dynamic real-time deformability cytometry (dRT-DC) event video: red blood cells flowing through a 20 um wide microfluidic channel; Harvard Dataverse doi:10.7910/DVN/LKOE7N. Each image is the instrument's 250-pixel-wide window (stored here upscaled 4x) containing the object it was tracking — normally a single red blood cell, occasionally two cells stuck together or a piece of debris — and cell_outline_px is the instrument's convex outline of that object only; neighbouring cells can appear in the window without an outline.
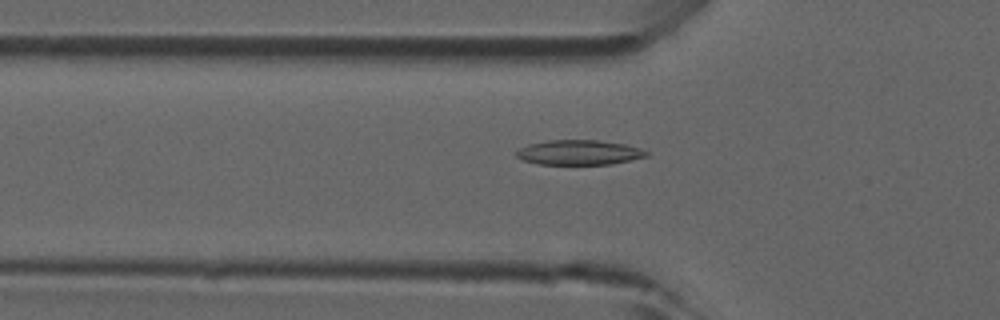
{"species": "common noctule bat (a hibernating species)", "species_latin": "Nyctalus noctula", "temperature_condition": "room temperature", "stored_images_in_passage": 28, "camera_frame_rate_fps": 3000, "um_per_image_px": 0.085, "animal": {"sex": "male", "forearm_length_mm": 52.5}, "frame": {"image": 1, "passage_image": 13, "time_ms": 4.0, "image_size_px": [1000, 320], "cell_outline_px": [[648, 156], [612, 164], [536, 164], [524, 160], [516, 156], [516, 152], [520, 148], [528, 144], [548, 140], [600, 140], [624, 144], [640, 148], [648, 152]], "centroid_in_image_um": [49.22, 12.95], "position_along_channel_um": 76.6, "area_um2": 18.79}}
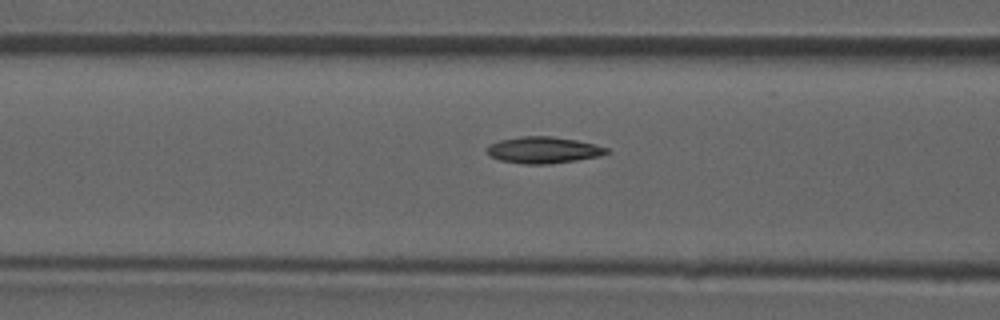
{"frame": {"image": 2, "passage_image": 16, "time_ms": 5.0, "image_size_px": [1000, 320], "cell_outline_px": [[608, 152], [600, 156], [576, 160], [548, 164], [524, 164], [500, 160], [492, 156], [484, 148], [488, 144], [500, 140], [524, 136], [552, 136], [576, 140], [596, 144], [608, 148]], "centroid_in_image_um": [46.18, 12.75], "position_along_channel_um": 120.4, "area_um2": 18.44}}
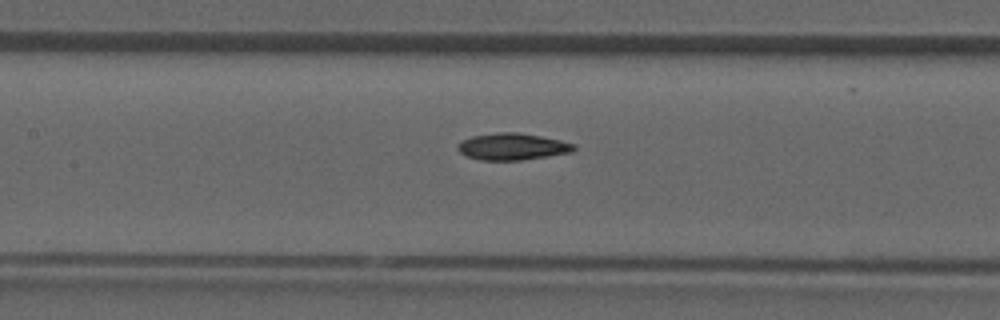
{"frame": {"image": 3, "passage_image": 19, "time_ms": 6.0, "image_size_px": [1000, 320], "cell_outline_px": [[576, 148], [572, 152], [548, 156], [520, 160], [480, 160], [464, 156], [460, 152], [460, 140], [472, 136], [500, 132], [516, 132], [540, 136], [560, 140], [576, 144]], "centroid_in_image_um": [43.57, 12.46], "position_along_channel_um": 163.8, "area_um2": 18.03}}